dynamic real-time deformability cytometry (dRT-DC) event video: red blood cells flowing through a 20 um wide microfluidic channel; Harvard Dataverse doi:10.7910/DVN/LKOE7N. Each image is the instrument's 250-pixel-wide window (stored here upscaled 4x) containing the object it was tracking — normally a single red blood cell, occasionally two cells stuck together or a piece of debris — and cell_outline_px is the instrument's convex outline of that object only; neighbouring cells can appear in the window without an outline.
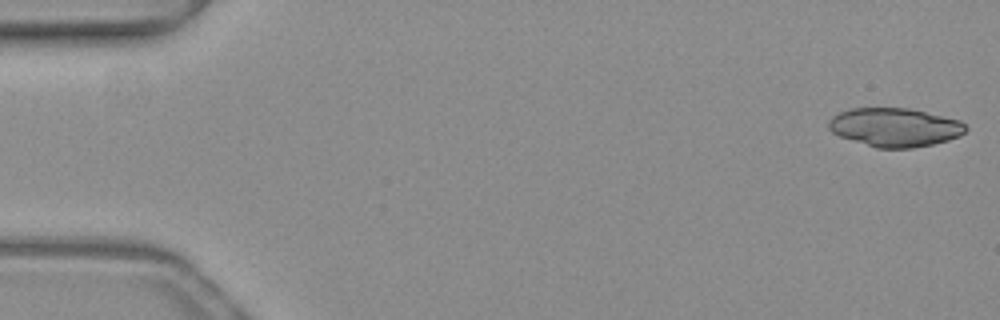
{"species": "common noctule bat (a hibernating species)", "species_latin": "Nyctalus noctula", "temperature_condition": "warm", "stored_images_in_passage": 31, "camera_frame_rate_fps": 3000, "um_per_image_px": 0.085, "animal": {"sex": "female", "body_mass_g": 19.3, "forearm_length_mm": 54.1}, "frame": {"image": 1, "passage_image": 1, "time_ms": 0.0, "image_size_px": [1000, 320], "cell_outline_px": [[968, 128], [960, 136], [948, 140], [932, 144], [912, 148], [876, 148], [840, 136], [832, 132], [828, 128], [828, 120], [832, 116], [848, 108], [908, 108], [960, 120]], "centroid_in_image_um": [76.04, 10.82], "position_along_channel_um": 9.0, "area_um2": 30.87}}
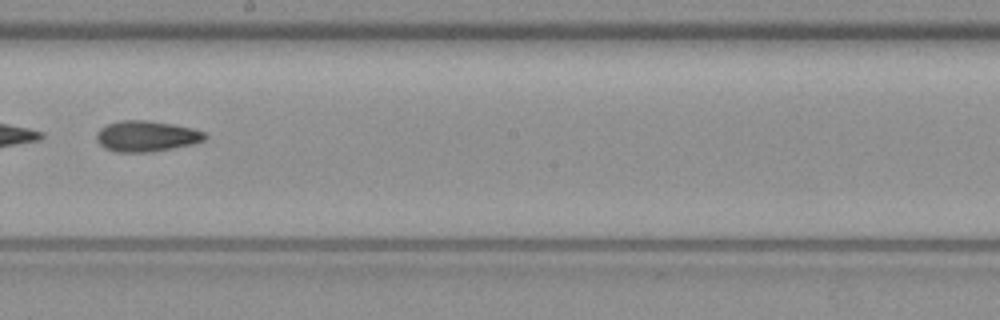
{"frame": {"image": 2, "passage_image": 29, "time_ms": 9.333, "image_size_px": [1000, 320], "cell_outline_px": [[208, 136], [204, 140], [192, 144], [152, 152], [116, 152], [104, 148], [96, 140], [96, 132], [100, 128], [108, 124], [120, 120], [144, 120], [172, 124], [192, 128], [204, 132]], "centroid_in_image_um": [12.42, 11.58], "position_along_channel_um": 235.8, "area_um2": 19.48}}